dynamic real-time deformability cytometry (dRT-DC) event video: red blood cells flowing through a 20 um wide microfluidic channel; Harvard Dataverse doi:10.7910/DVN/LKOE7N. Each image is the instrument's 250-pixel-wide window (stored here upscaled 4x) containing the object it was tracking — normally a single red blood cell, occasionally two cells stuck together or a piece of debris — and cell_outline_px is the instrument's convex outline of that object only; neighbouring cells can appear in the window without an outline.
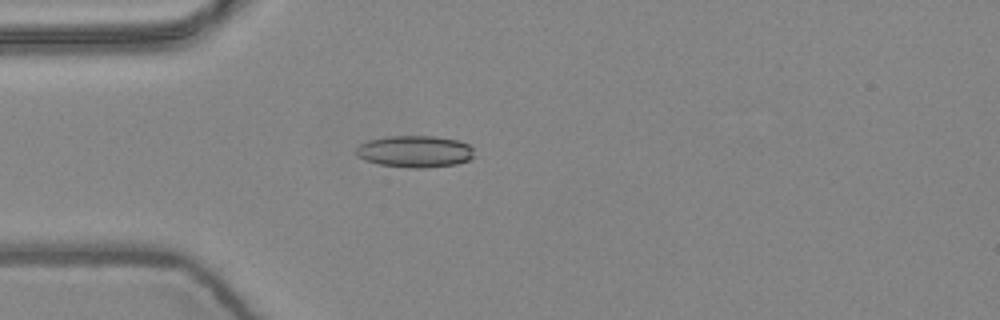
{"species": "common noctule bat (a hibernating species)", "species_latin": "Nyctalus noctula", "temperature_condition": "warm", "stored_images_in_passage": 4, "camera_frame_rate_fps": 3000, "um_per_image_px": 0.085, "animal": {"sex": "female", "body_mass_g": 24.6, "forearm_length_mm": 56.2}, "frame": {"image": 1, "passage_image": 4, "time_ms": 1.0, "image_size_px": [1000, 320], "cell_outline_px": [[472, 156], [468, 160], [456, 164], [424, 168], [412, 168], [380, 164], [364, 160], [356, 156], [352, 152], [360, 144], [368, 140], [388, 136], [436, 136], [456, 140], [468, 144], [472, 148]], "centroid_in_image_um": [35.2, 12.87], "position_along_channel_um": 49.8, "area_um2": 21.91}}